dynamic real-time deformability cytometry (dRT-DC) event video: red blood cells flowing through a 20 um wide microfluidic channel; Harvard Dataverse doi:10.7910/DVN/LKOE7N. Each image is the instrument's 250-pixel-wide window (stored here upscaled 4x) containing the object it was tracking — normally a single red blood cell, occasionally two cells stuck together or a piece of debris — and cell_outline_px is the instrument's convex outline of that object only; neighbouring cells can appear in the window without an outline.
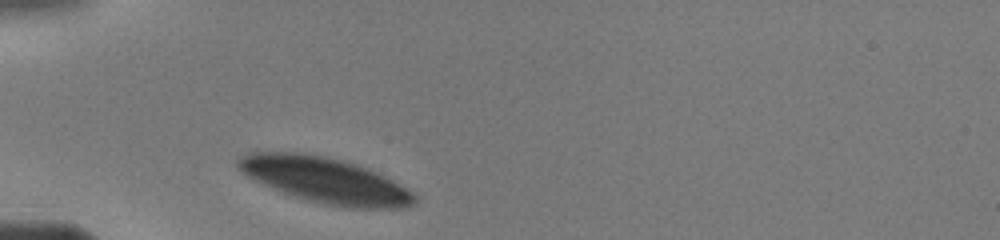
{"species": "human", "species_latin": "Homo sapiens", "temperature_condition": "warm", "stored_images_in_passage": 6, "camera_frame_rate_fps": 3000, "um_per_image_px": 0.085, "donor": {"sex": "male"}, "frame": {"image": 1, "passage_image": 1, "time_ms": 0.0, "image_size_px": [1000, 240], "cell_outline_px": [[416, 204], [400, 208], [344, 208], [324, 204], [308, 200], [284, 192], [264, 184], [248, 176], [236, 168], [236, 160], [240, 156], [248, 152], [304, 152], [344, 160], [368, 168], [416, 192]], "centroid_in_image_um": [27.66, 15.31], "position_along_channel_um": 57.3, "area_um2": 47.05}}
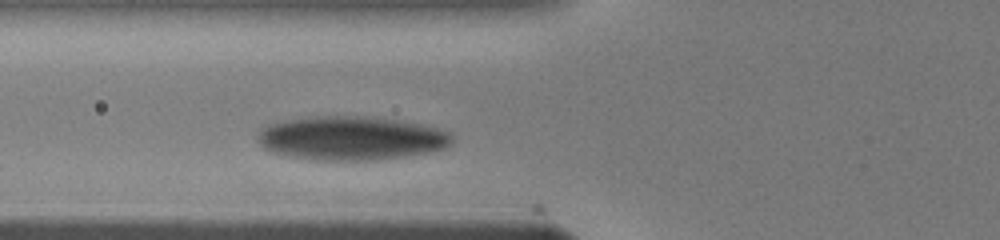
{"frame": {"image": 2, "passage_image": 4, "time_ms": 1.333, "image_size_px": [1000, 240], "cell_outline_px": [[452, 140], [444, 148], [428, 152], [404, 156], [372, 160], [324, 160], [292, 156], [276, 152], [264, 148], [260, 144], [260, 128], [268, 124], [288, 120], [320, 116], [356, 116], [392, 120], [420, 124], [436, 128], [448, 132], [452, 136]], "centroid_in_image_um": [29.85, 11.75], "position_along_channel_um": 96.0, "area_um2": 48.49}}
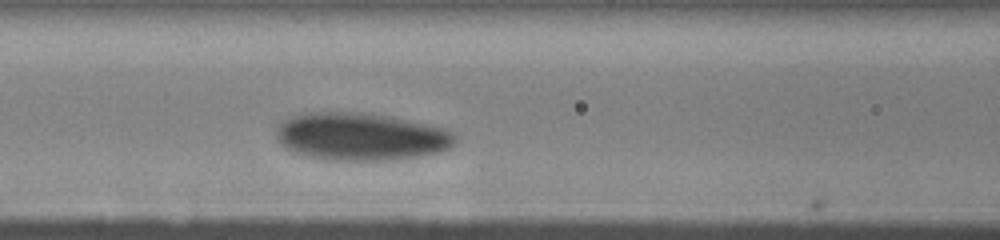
{"frame": {"image": 3, "passage_image": 6, "time_ms": 2.333, "image_size_px": [1000, 240], "cell_outline_px": [[456, 140], [448, 148], [436, 152], [412, 156], [380, 160], [336, 160], [312, 156], [296, 152], [280, 144], [276, 140], [276, 128], [284, 120], [296, 116], [320, 112], [360, 112], [388, 116], [408, 120], [440, 128], [452, 132], [456, 136]], "centroid_in_image_um": [30.64, 11.6], "position_along_channel_um": 136.0, "area_um2": 48.38}}